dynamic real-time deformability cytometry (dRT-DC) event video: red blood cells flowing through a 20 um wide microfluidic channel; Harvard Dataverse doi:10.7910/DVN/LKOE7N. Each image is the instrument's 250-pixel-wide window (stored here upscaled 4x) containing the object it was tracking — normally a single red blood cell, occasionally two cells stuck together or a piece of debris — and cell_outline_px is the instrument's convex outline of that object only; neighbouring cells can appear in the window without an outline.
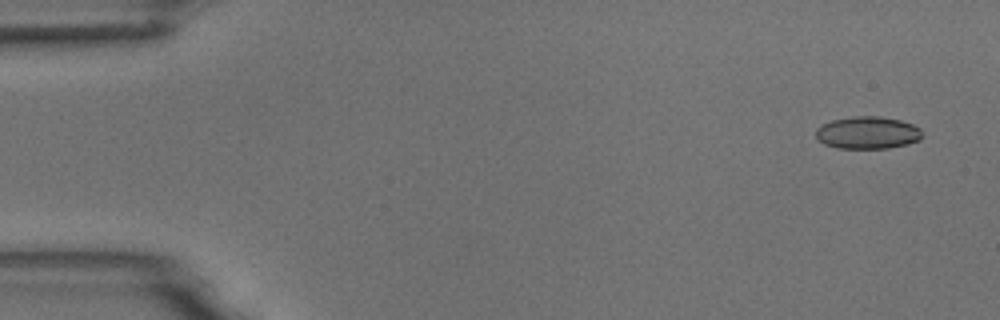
{"species": "common noctule bat (a hibernating species)", "species_latin": "Nyctalus noctula", "temperature_condition": "room temperature", "stored_images_in_passage": 4, "camera_frame_rate_fps": 3000, "um_per_image_px": 0.085, "animal": {"sex": "male", "body_mass_g": 18.8}, "frame": {"image": 1, "passage_image": 1, "time_ms": 0.0, "image_size_px": [1000, 320], "cell_outline_px": [[924, 136], [920, 140], [908, 144], [888, 148], [836, 148], [824, 144], [816, 136], [816, 128], [820, 124], [832, 120], [852, 116], [880, 116], [900, 120], [912, 124], [920, 128]], "centroid_in_image_um": [73.76, 11.27], "position_along_channel_um": 11.2, "area_um2": 20.29}}